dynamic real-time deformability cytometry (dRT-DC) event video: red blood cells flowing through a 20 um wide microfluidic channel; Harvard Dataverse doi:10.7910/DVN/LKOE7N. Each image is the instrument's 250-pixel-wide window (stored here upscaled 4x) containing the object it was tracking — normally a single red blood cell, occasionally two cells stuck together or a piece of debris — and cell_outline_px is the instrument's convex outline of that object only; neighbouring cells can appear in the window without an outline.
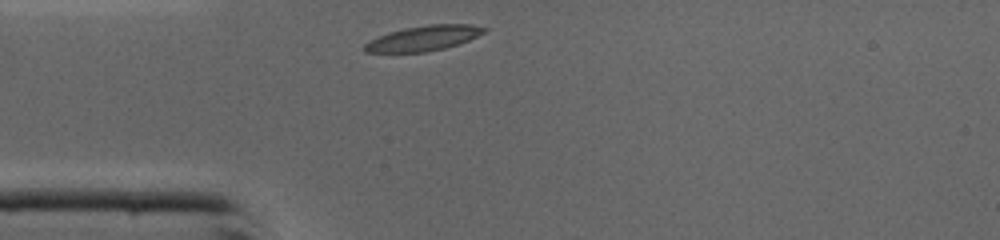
{"species": "common noctule bat (a hibernating species)", "species_latin": "Nyctalus noctula", "temperature_condition": "cold", "stored_images_in_passage": 25, "camera_frame_rate_fps": 3000, "um_per_image_px": 0.085, "animal": {"sex": "male", "body_mass_g": 19.0, "forearm_length_mm": 50.8}, "frame": {"image": 1, "passage_image": 1, "time_ms": 0.0, "image_size_px": [1000, 240], "cell_outline_px": [[488, 28], [484, 32], [468, 40], [444, 48], [424, 52], [364, 52], [364, 44], [368, 40], [388, 32], [404, 28], [428, 24], [472, 24]], "centroid_in_image_um": [35.97, 3.24], "position_along_channel_um": 49.0, "area_um2": 17.4}}
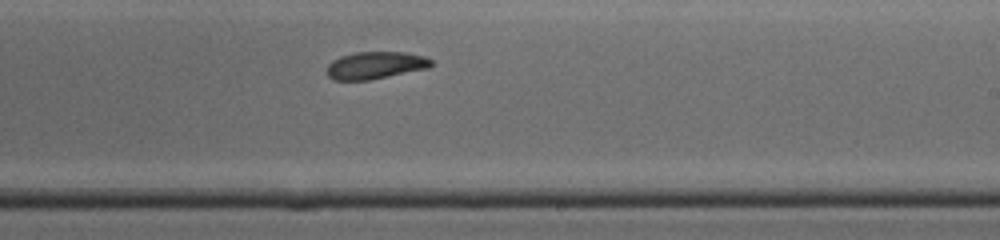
{"frame": {"image": 2, "passage_image": 16, "time_ms": 5.0, "image_size_px": [1000, 240], "cell_outline_px": [[432, 64], [428, 68], [368, 80], [332, 80], [328, 76], [328, 64], [332, 60], [340, 56], [356, 52], [404, 52], [424, 56], [432, 60]], "centroid_in_image_um": [31.89, 5.54], "position_along_channel_um": 257.1, "area_um2": 16.47}}
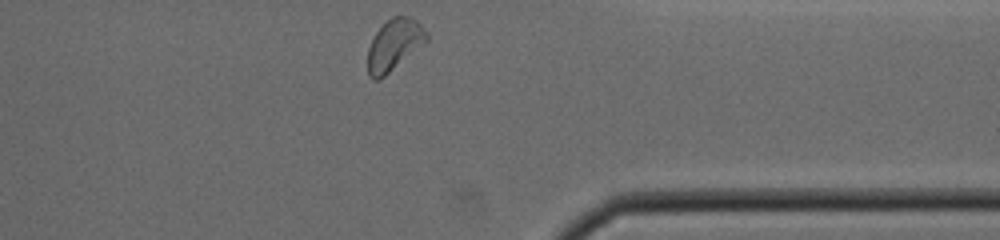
{"frame": {"image": 3, "passage_image": 25, "time_ms": 8.0, "image_size_px": [1000, 240], "cell_outline_px": [[428, 40], [424, 44], [380, 80], [372, 80], [368, 76], [368, 48], [376, 32], [392, 16], [412, 16], [420, 24], [428, 36]], "centroid_in_image_um": [33.5, 3.83], "position_along_channel_um": 377.9, "area_um2": 17.51}, "authors_computed_cell_mechanics": {"area_um2": 17.051, "velocity_mm_per_s": 4.33, "shape_relaxation_time_tau1_ms": 4.1043, "shape_relaxation_time_tau2_ms": 1.9624, "deformation_change_tau1": 0.1718, "deformation_change_tau2": 0.0719}}